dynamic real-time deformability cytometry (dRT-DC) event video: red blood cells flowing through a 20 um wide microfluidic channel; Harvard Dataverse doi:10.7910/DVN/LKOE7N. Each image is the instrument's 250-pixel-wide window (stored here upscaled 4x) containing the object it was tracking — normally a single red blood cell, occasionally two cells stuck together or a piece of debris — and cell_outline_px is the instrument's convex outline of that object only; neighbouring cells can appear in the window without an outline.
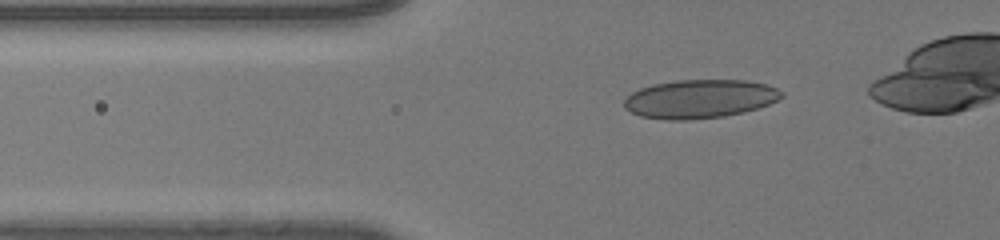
{"species": "human", "species_latin": "Homo sapiens", "temperature_condition": "room temperature", "stored_images_in_passage": 38, "camera_frame_rate_fps": 3000, "um_per_image_px": 0.085, "donor": {"sex": "male"}, "frame": {"image": 1, "passage_image": 8, "time_ms": 2.333, "image_size_px": [1000, 240], "cell_outline_px": [[784, 96], [768, 104], [744, 112], [724, 116], [688, 120], [668, 120], [640, 116], [624, 108], [624, 100], [632, 92], [640, 88], [652, 84], [680, 80], [744, 80], [768, 84], [784, 92]], "centroid_in_image_um": [59.48, 8.4], "position_along_channel_um": 66.3, "area_um2": 35.43}}
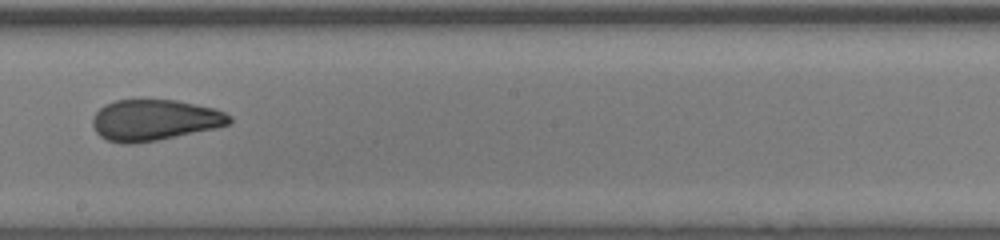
{"frame": {"image": 2, "passage_image": 22, "time_ms": 7.0, "image_size_px": [1000, 240], "cell_outline_px": [[232, 120], [228, 124], [212, 128], [156, 140], [132, 144], [120, 144], [108, 140], [100, 136], [96, 132], [92, 124], [92, 116], [104, 104], [116, 100], [176, 100], [212, 108], [224, 112], [232, 116]], "centroid_in_image_um": [13.06, 10.2], "position_along_channel_um": 235.1, "area_um2": 32.37}}
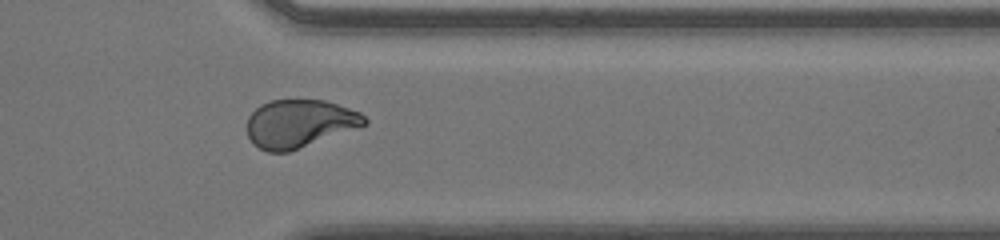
{"frame": {"image": 3, "passage_image": 33, "time_ms": 10.667, "image_size_px": [1000, 240], "cell_outline_px": [[368, 124], [288, 152], [268, 152], [252, 144], [248, 136], [248, 116], [260, 104], [268, 100], [324, 100], [360, 112], [368, 120]], "centroid_in_image_um": [25.43, 10.5], "position_along_channel_um": 386.0, "area_um2": 32.71}}